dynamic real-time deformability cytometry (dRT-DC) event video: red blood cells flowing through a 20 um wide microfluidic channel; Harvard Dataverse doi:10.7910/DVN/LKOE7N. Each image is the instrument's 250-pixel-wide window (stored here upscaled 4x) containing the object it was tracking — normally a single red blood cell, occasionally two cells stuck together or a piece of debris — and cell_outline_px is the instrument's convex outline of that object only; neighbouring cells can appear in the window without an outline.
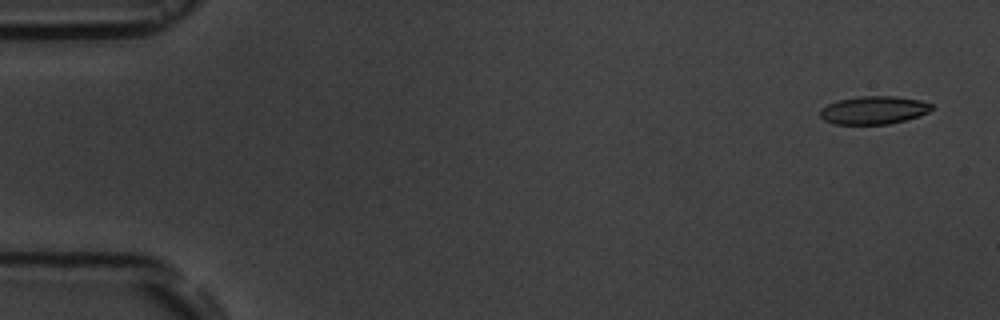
{"species": "common noctule bat (a hibernating species)", "species_latin": "Nyctalus noctula", "temperature_condition": "room temperature", "stored_images_in_passage": 3, "camera_frame_rate_fps": 3000, "um_per_image_px": 0.085, "animal": {"sex": "male", "body_mass_g": 19.5, "forearm_length_mm": 54.6}, "frame": {"image": 1, "passage_image": 1, "time_ms": 0.0, "image_size_px": [1000, 320], "cell_outline_px": [[932, 108], [928, 112], [920, 116], [888, 124], [832, 124], [824, 120], [820, 116], [820, 112], [828, 104], [840, 100], [856, 96], [896, 96], [920, 100], [932, 104]], "centroid_in_image_um": [74.28, 9.36], "position_along_channel_um": 10.7, "area_um2": 18.15}}